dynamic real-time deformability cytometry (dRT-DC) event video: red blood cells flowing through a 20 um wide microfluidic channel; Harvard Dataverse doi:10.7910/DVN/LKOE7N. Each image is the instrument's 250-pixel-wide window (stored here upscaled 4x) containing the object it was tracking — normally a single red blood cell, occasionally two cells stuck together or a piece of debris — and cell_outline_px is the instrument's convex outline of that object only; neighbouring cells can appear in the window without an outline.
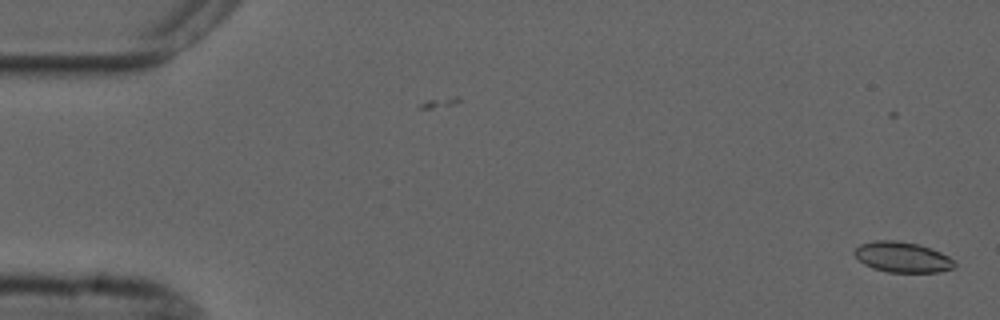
{"species": "common noctule bat (a hibernating species)", "species_latin": "Nyctalus noctula", "temperature_condition": "cold", "stored_images_in_passage": 55, "camera_frame_rate_fps": 3000, "um_per_image_px": 0.085, "animal": {"sex": "male", "forearm_length_mm": 52.5}, "frame": {"image": 1, "passage_image": 1, "time_ms": 0.0, "image_size_px": [1000, 320], "cell_outline_px": [[956, 268], [940, 272], [888, 272], [872, 268], [864, 264], [852, 252], [860, 244], [872, 240], [896, 240], [916, 244], [940, 252], [948, 256], [956, 264]], "centroid_in_image_um": [76.69, 21.86], "position_along_channel_um": 8.3, "area_um2": 17.74}}
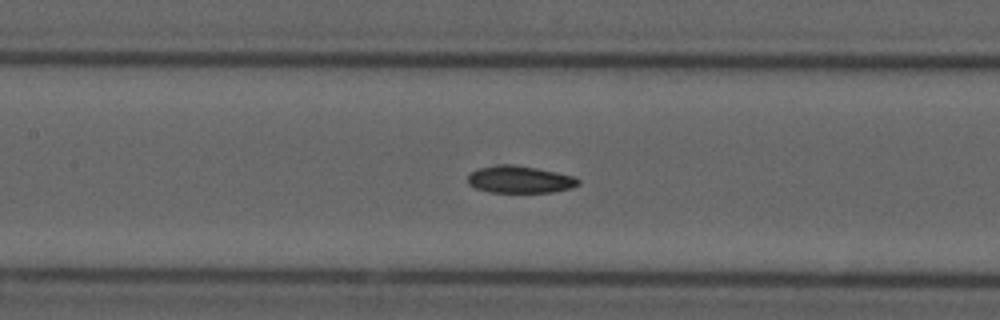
{"frame": {"image": 2, "passage_image": 25, "time_ms": 8.0, "image_size_px": [1000, 320], "cell_outline_px": [[580, 184], [572, 188], [552, 192], [488, 192], [476, 188], [468, 184], [468, 176], [472, 172], [480, 168], [496, 164], [512, 164], [536, 168], [576, 176], [580, 180]], "centroid_in_image_um": [44.21, 15.25], "position_along_channel_um": 163.2, "area_um2": 17.57}}
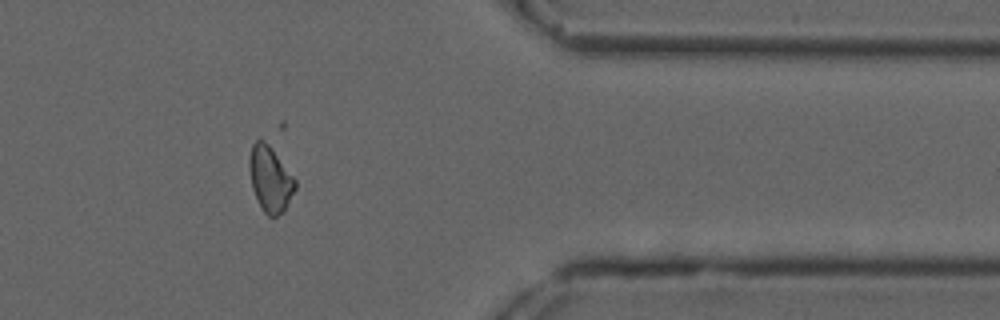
{"frame": {"image": 3, "passage_image": 45, "time_ms": 14.667, "image_size_px": [1000, 320], "cell_outline_px": [[296, 188], [284, 212], [276, 216], [268, 216], [264, 212], [252, 188], [248, 168], [248, 160], [252, 144], [260, 136], [268, 144], [296, 180]], "centroid_in_image_um": [22.95, 15.2], "position_along_channel_um": 388.5, "area_um2": 17.51}}